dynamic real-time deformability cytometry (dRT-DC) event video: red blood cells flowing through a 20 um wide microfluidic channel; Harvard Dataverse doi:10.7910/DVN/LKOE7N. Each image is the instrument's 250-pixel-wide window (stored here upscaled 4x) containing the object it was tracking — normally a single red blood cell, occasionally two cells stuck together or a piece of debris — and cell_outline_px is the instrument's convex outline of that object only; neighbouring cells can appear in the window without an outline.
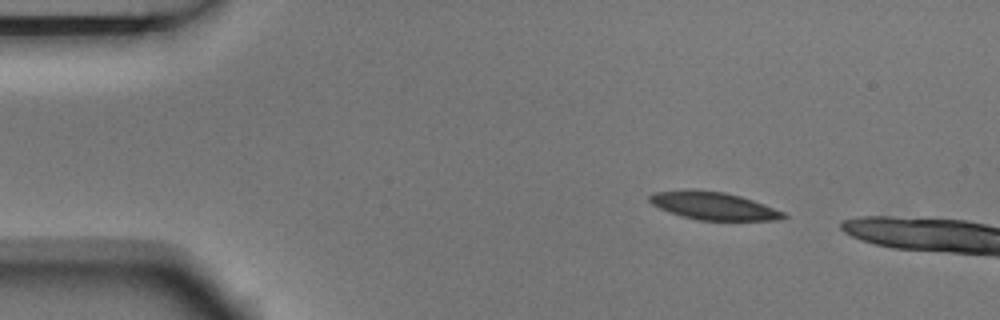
{"species": "Egyptian fruit bat (a non-hibernating species)", "species_latin": "Rousettus aegyptiacus", "temperature_condition": "room temperature", "stored_images_in_passage": 4, "camera_frame_rate_fps": 3000, "um_per_image_px": 0.085, "animal": {"sex": "male"}, "frame": {"image": 1, "passage_image": 1, "time_ms": 0.0, "image_size_px": [1000, 320], "cell_outline_px": [[788, 216], [780, 220], [700, 220], [680, 216], [668, 212], [652, 204], [648, 200], [648, 196], [652, 192], [684, 188], [692, 188], [724, 192], [740, 196], [764, 204], [784, 212]], "centroid_in_image_um": [60.58, 17.47], "position_along_channel_um": 24.4, "area_um2": 22.02}}